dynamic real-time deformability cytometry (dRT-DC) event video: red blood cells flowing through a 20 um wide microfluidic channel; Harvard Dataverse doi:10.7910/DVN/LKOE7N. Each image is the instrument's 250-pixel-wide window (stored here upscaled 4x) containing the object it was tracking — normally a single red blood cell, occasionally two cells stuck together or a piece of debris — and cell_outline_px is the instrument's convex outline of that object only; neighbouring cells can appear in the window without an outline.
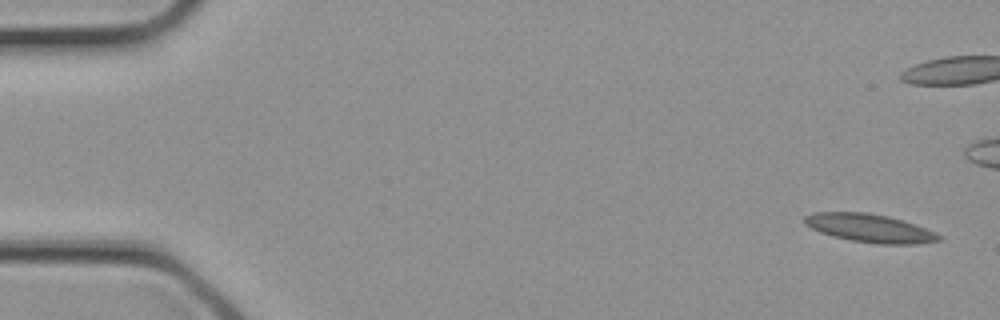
{"species": "common noctule bat (a hibernating species)", "species_latin": "Nyctalus noctula", "temperature_condition": "cold", "stored_images_in_passage": 4, "camera_frame_rate_fps": 3000, "um_per_image_px": 0.085, "animal": {"sex": "female", "body_mass_g": 21.9}, "frame": {"image": 1, "passage_image": 1, "time_ms": 0.0, "image_size_px": [1000, 320], "cell_outline_px": [[944, 236], [940, 240], [916, 244], [876, 244], [852, 240], [820, 232], [804, 224], [804, 216], [812, 212], [868, 212], [888, 216], [936, 232]], "centroid_in_image_um": [73.92, 19.39], "position_along_channel_um": 11.1, "area_um2": 21.96}}